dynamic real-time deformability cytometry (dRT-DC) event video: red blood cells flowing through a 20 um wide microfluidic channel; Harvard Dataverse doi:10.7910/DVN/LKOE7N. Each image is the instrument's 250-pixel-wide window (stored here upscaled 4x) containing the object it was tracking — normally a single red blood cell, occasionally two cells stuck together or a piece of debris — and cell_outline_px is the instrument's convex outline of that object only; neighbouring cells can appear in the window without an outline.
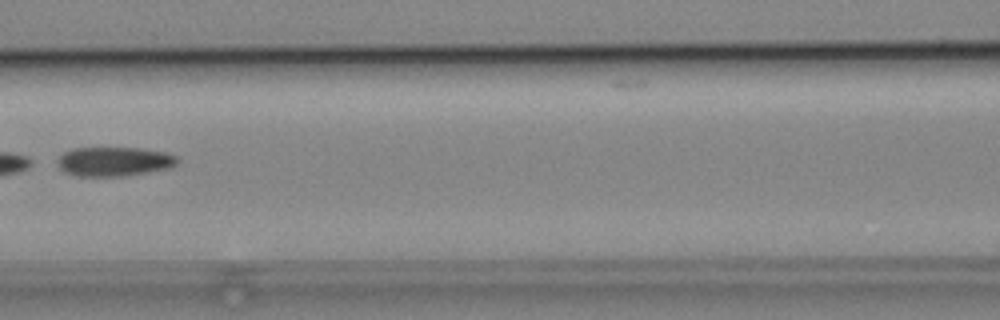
{"species": "common noctule bat (a hibernating species)", "species_latin": "Nyctalus noctula", "temperature_condition": "cold", "stored_images_in_passage": 6, "camera_frame_rate_fps": 3000, "um_per_image_px": 0.085, "animal": {"sex": "male", "body_mass_g": 19.2, "forearm_length_mm": 51.8}, "frame": {"image": 1, "passage_image": 6, "time_ms": 7.333, "image_size_px": [1000, 320], "cell_outline_px": [[180, 160], [176, 164], [168, 168], [148, 172], [124, 176], [76, 176], [64, 172], [60, 168], [56, 160], [64, 152], [72, 148], [140, 148], [168, 152], [176, 156]], "centroid_in_image_um": [9.7, 13.72], "position_along_channel_um": 156.9, "area_um2": 20.58}}